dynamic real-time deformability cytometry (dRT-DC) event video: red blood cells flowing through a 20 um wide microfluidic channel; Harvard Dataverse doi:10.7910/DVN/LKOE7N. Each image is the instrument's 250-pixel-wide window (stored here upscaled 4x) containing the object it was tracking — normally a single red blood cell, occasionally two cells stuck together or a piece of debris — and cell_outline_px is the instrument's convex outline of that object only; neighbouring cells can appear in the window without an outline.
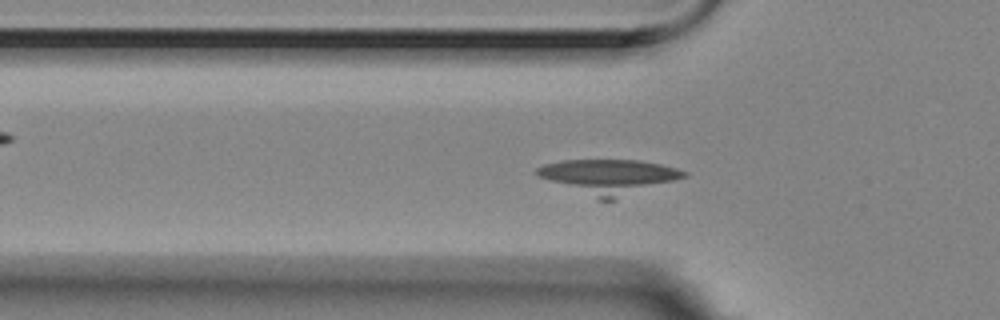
{"species": "Egyptian fruit bat (a non-hibernating species)", "species_latin": "Rousettus aegyptiacus", "temperature_condition": "room temperature", "stored_images_in_passage": 59, "camera_frame_rate_fps": 3000, "um_per_image_px": 0.085, "animal": {"sex": "female"}, "frame": {"image": 1, "passage_image": 17, "time_ms": 5.333, "image_size_px": [1000, 320], "cell_outline_px": [[688, 176], [616, 200], [600, 200], [540, 176], [536, 172], [536, 168], [544, 164], [560, 160], [640, 160], [660, 164], [676, 168], [688, 172]], "centroid_in_image_um": [51.81, 15.0], "position_along_channel_um": 74.0, "area_um2": 29.3}}
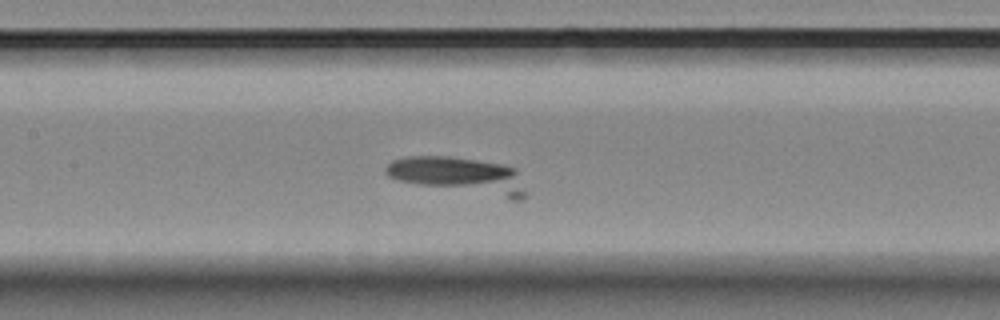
{"frame": {"image": 2, "passage_image": 25, "time_ms": 8.0, "image_size_px": [1000, 320], "cell_outline_px": [[528, 196], [520, 200], [512, 200], [396, 180], [388, 176], [384, 172], [384, 168], [392, 160], [412, 156], [444, 156], [476, 160], [500, 164], [516, 168]], "centroid_in_image_um": [39.05, 14.93], "position_along_channel_um": 168.3, "area_um2": 29.59}}
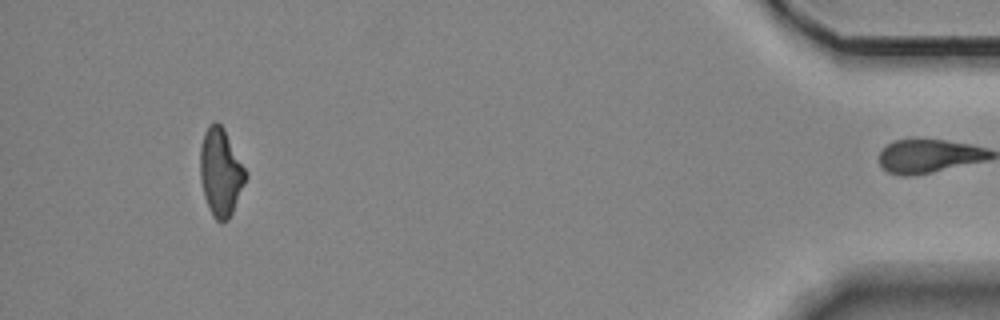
{"frame": {"image": 3, "passage_image": 59, "time_ms": 19.333, "image_size_px": [1000, 320], "cell_outline_px": [[248, 176], [232, 212], [228, 220], [220, 224], [212, 216], [204, 196], [200, 180], [200, 148], [204, 132], [216, 120], [224, 128], [248, 172]], "centroid_in_image_um": [18.76, 14.65], "position_along_channel_um": 416.4, "area_um2": 23.41}}